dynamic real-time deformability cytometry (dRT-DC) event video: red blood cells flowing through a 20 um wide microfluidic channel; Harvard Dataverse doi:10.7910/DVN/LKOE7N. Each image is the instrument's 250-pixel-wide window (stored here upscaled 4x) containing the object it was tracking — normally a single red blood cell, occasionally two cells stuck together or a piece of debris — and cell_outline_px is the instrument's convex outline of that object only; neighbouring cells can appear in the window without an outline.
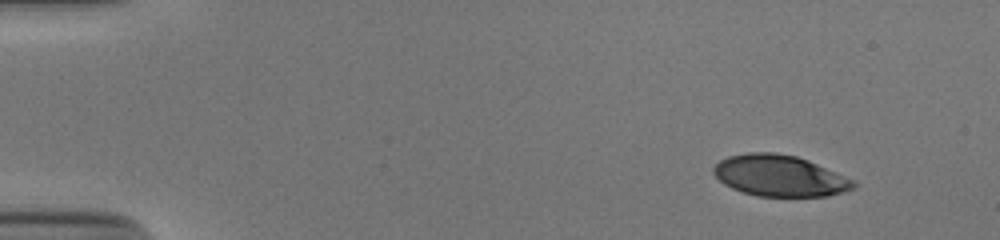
{"species": "human", "species_latin": "Homo sapiens", "temperature_condition": "cold", "stored_images_in_passage": 49, "camera_frame_rate_fps": 3000, "um_per_image_px": 0.085, "donor": {"sex": "male"}, "frame": {"image": 1, "passage_image": 1, "time_ms": 0.0, "image_size_px": [1000, 240], "cell_outline_px": [[856, 188], [844, 192], [828, 196], [756, 196], [732, 188], [724, 184], [712, 172], [712, 168], [720, 160], [728, 156], [748, 152], [772, 152], [796, 156], [808, 160], [856, 180]], "centroid_in_image_um": [66.3, 14.94], "position_along_channel_um": 18.7, "area_um2": 33.76}}
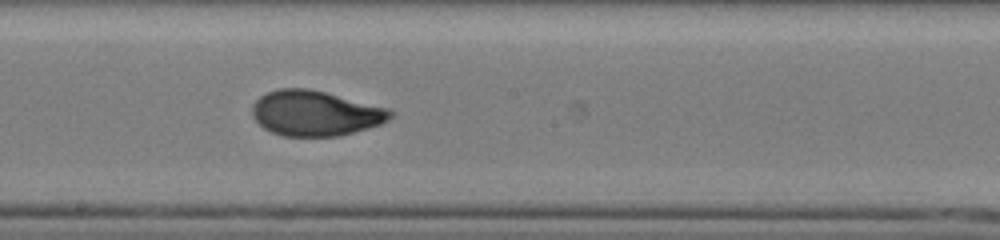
{"frame": {"image": 2, "passage_image": 26, "time_ms": 8.333, "image_size_px": [1000, 240], "cell_outline_px": [[396, 112], [388, 120], [380, 124], [368, 128], [340, 136], [284, 136], [272, 132], [264, 128], [252, 116], [252, 104], [260, 96], [268, 92], [280, 88], [308, 88], [392, 108]], "centroid_in_image_um": [26.84, 9.62], "position_along_channel_um": 221.4, "area_um2": 36.65}}
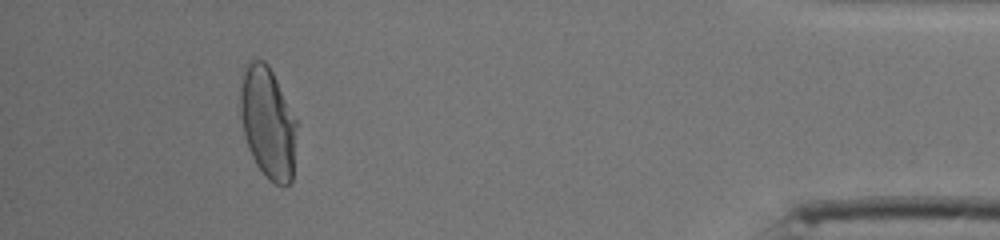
{"frame": {"image": 3, "passage_image": 45, "time_ms": 14.667, "image_size_px": [1000, 240], "cell_outline_px": [[296, 124], [292, 180], [284, 188], [268, 180], [256, 164], [248, 148], [244, 136], [240, 116], [240, 88], [244, 64], [248, 60], [264, 60], [268, 64], [296, 120]], "centroid_in_image_um": [22.73, 10.43], "position_along_channel_um": 412.5, "area_um2": 36.65}, "authors_computed_cell_mechanics": {"area_um2": 35.9516, "velocity_mm_per_s": 3.8519, "shape_relaxation_time_tau1_ms": 6.0522, "shape_relaxation_time_tau2_ms": 0.915, "deformation_change_tau1": 0.2368, "deformation_change_tau2": 0.048}}